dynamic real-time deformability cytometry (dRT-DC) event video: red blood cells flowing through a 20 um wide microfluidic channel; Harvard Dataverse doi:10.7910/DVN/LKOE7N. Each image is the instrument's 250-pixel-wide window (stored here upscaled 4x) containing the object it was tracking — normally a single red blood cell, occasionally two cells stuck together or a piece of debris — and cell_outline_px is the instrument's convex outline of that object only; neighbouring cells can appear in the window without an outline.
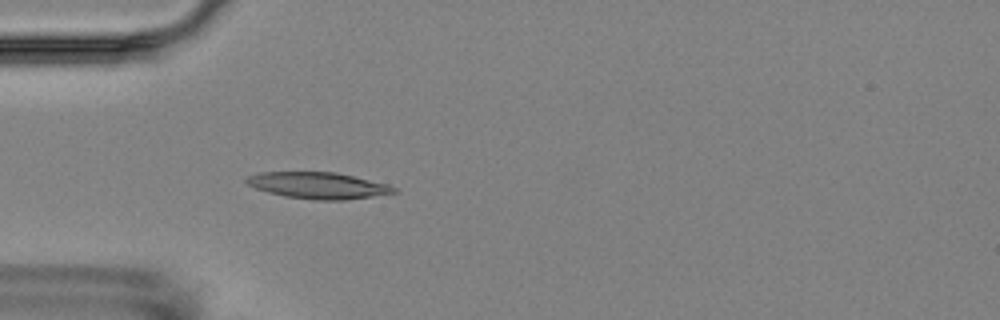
{"species": "Egyptian fruit bat (a non-hibernating species)", "species_latin": "Rousettus aegyptiacus", "temperature_condition": "room temperature", "stored_images_in_passage": 5, "camera_frame_rate_fps": 3000, "um_per_image_px": 0.085, "animal": {"sex": "female"}, "frame": {"image": 1, "passage_image": 5, "time_ms": 4.667, "image_size_px": [1000, 320], "cell_outline_px": [[400, 192], [344, 200], [312, 200], [284, 196], [268, 192], [256, 188], [248, 184], [244, 180], [248, 176], [260, 172], [336, 172], [388, 184], [396, 188]], "centroid_in_image_um": [27.06, 15.76], "position_along_channel_um": 57.9, "area_um2": 22.72}}